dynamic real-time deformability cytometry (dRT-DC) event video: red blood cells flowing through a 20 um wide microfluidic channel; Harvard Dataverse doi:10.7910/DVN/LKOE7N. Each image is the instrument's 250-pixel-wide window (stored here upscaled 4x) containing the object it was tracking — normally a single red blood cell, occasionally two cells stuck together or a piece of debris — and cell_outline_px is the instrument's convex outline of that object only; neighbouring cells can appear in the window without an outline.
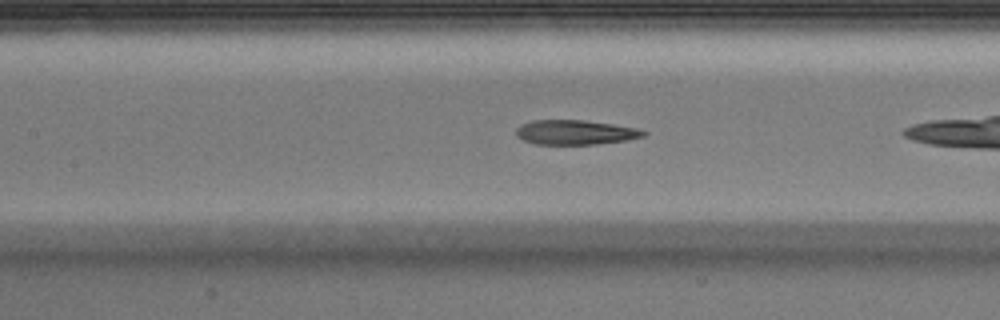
{"species": "Egyptian fruit bat (a non-hibernating species)", "species_latin": "Rousettus aegyptiacus", "temperature_condition": "warm", "stored_images_in_passage": 25, "camera_frame_rate_fps": 3000, "um_per_image_px": 0.085, "animal": {"sex": "male"}, "frame": {"image": 1, "passage_image": 8, "time_ms": 2.333, "image_size_px": [1000, 320], "cell_outline_px": [[648, 132], [644, 136], [628, 140], [596, 144], [536, 144], [524, 140], [516, 136], [516, 128], [520, 124], [532, 120], [584, 120], [612, 124], [636, 128]], "centroid_in_image_um": [48.88, 11.24], "position_along_channel_um": 158.5, "area_um2": 18.26}}
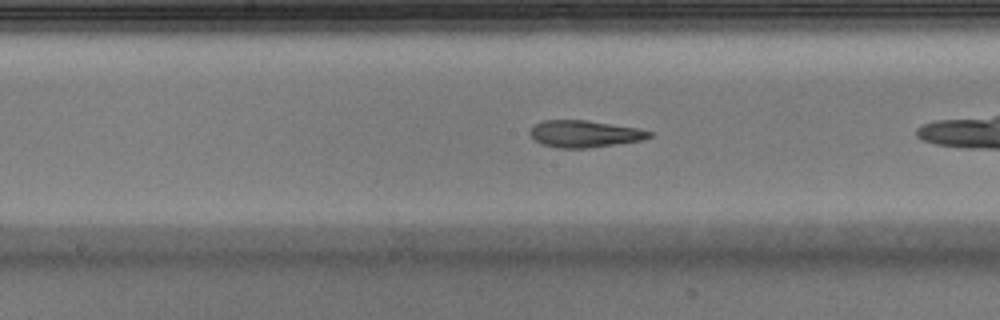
{"frame": {"image": 2, "passage_image": 11, "time_ms": 3.333, "image_size_px": [1000, 320], "cell_outline_px": [[656, 132], [652, 136], [644, 140], [588, 148], [560, 148], [540, 144], [528, 132], [536, 124], [544, 120], [588, 120], [636, 128]], "centroid_in_image_um": [49.73, 11.38], "position_along_channel_um": 198.5, "area_um2": 18.73}}